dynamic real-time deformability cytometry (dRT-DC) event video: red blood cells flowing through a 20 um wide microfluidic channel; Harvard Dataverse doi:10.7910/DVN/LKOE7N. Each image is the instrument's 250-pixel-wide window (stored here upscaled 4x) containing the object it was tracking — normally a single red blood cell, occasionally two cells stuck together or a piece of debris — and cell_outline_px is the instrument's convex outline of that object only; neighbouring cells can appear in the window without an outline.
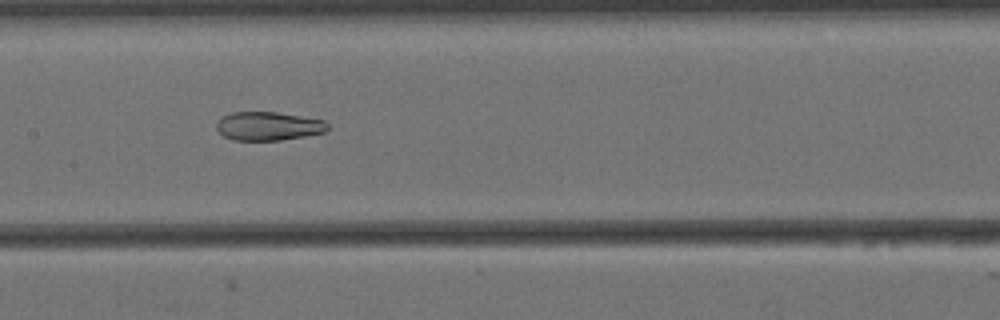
{"species": "Egyptian fruit bat (a non-hibernating species)", "species_latin": "Rousettus aegyptiacus", "temperature_condition": "cold", "stored_images_in_passage": 42, "camera_frame_rate_fps": 3000, "um_per_image_px": 0.085, "animal": {"sex": "female"}, "frame": {"image": 1, "passage_image": 18, "time_ms": 5.667, "image_size_px": [1000, 320], "cell_outline_px": [[328, 128], [324, 132], [304, 136], [280, 140], [232, 140], [224, 136], [216, 128], [216, 124], [224, 116], [232, 112], [276, 112], [324, 120], [328, 124]], "centroid_in_image_um": [22.81, 10.72], "position_along_channel_um": 184.6, "area_um2": 18.32}}
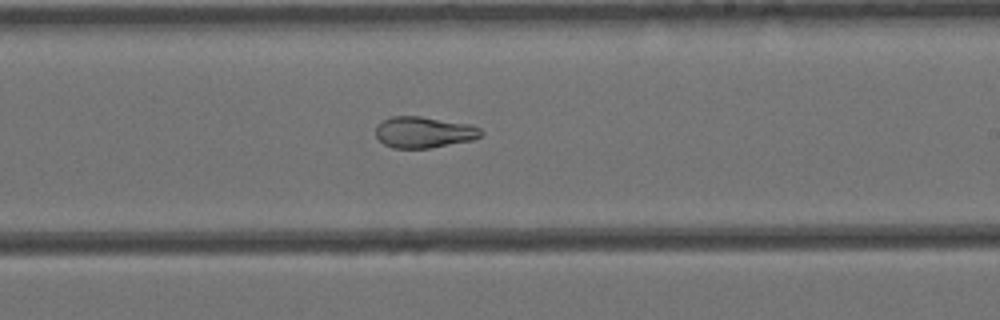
{"frame": {"image": 2, "passage_image": 24, "time_ms": 7.667, "image_size_px": [1000, 320], "cell_outline_px": [[484, 132], [480, 136], [472, 140], [432, 148], [392, 148], [384, 144], [376, 136], [376, 124], [392, 116], [420, 116], [472, 124], [480, 128]], "centroid_in_image_um": [36.04, 11.24], "position_along_channel_um": 253.0, "area_um2": 19.31}}
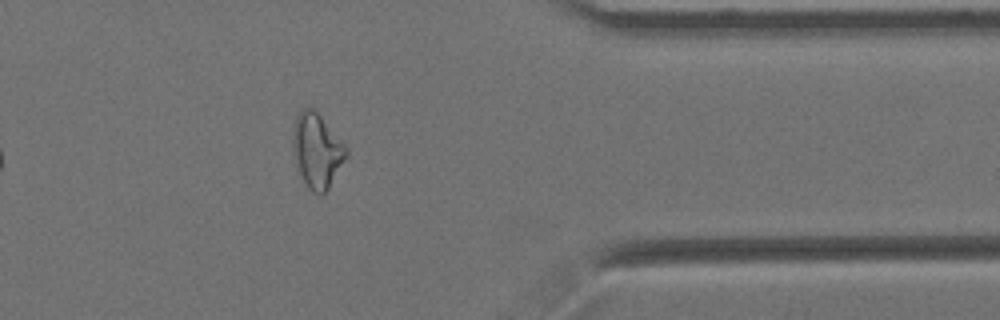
{"frame": {"image": 3, "passage_image": 37, "time_ms": 12.0, "image_size_px": [1000, 320], "cell_outline_px": [[348, 152], [328, 188], [320, 196], [312, 192], [308, 188], [296, 164], [292, 152], [292, 132], [296, 116], [304, 108], [316, 108], [344, 144]], "centroid_in_image_um": [26.91, 12.76], "position_along_channel_um": 384.5, "area_um2": 23.0}, "authors_computed_cell_mechanics": {"area_um2": 21.2993, "velocity_mm_per_s": 3.45, "shape_relaxation_time_tau1_ms": null, "shape_relaxation_time_tau2_ms": 2.1983, "deformation_change_tau1": null, "deformation_change_tau2": 0.0779}}